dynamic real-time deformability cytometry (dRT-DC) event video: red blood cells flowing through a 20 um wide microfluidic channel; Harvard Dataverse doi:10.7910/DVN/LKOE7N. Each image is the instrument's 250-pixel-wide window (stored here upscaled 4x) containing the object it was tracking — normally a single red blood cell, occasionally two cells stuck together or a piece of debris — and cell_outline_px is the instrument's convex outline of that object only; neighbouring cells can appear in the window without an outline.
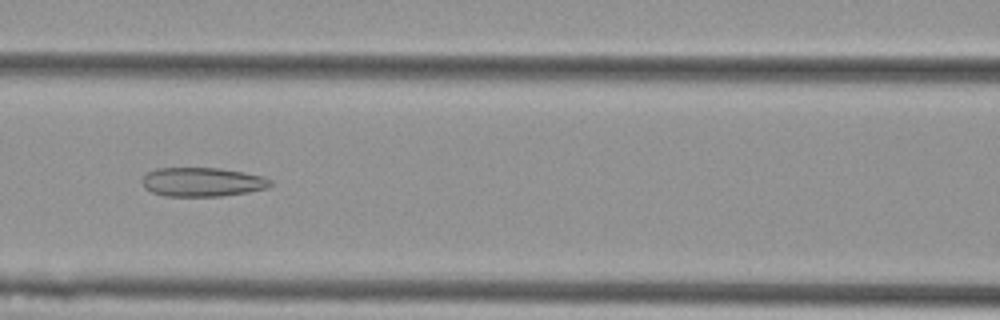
{"species": "Egyptian fruit bat (a non-hibernating species)", "species_latin": "Rousettus aegyptiacus", "temperature_condition": "cold", "stored_images_in_passage": 53, "camera_frame_rate_fps": 3000, "um_per_image_px": 0.085, "animal": {"sex": "female"}, "frame": {"image": 1, "passage_image": 23, "time_ms": 7.333, "image_size_px": [1000, 320], "cell_outline_px": [[272, 184], [268, 188], [248, 192], [220, 196], [164, 196], [152, 192], [144, 188], [140, 180], [148, 172], [156, 168], [220, 168], [244, 172], [264, 176], [272, 180]], "centroid_in_image_um": [17.2, 15.47], "position_along_channel_um": 149.4, "area_um2": 21.91}}
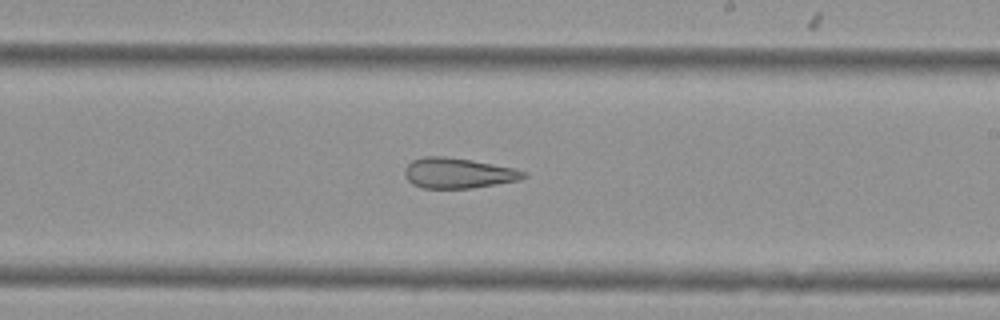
{"frame": {"image": 2, "passage_image": 31, "time_ms": 10.0, "image_size_px": [1000, 320], "cell_outline_px": [[528, 176], [520, 180], [472, 188], [424, 188], [412, 184], [404, 176], [404, 168], [412, 160], [424, 156], [444, 156], [472, 160], [512, 168], [524, 172]], "centroid_in_image_um": [38.9, 14.71], "position_along_channel_um": 250.1, "area_um2": 20.98}}
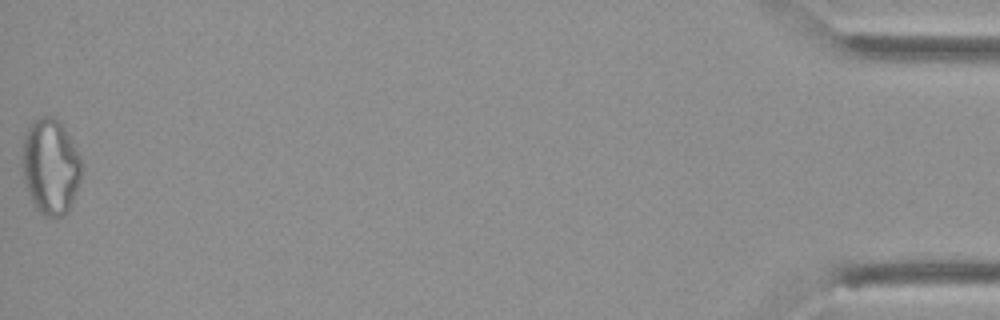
{"frame": {"image": 3, "passage_image": 53, "time_ms": 17.333, "image_size_px": [1000, 320], "cell_outline_px": [[80, 180], [68, 212], [60, 216], [44, 216], [36, 208], [28, 192], [24, 176], [24, 136], [32, 120], [40, 116], [52, 116], [60, 124], [68, 136], [80, 156]], "centroid_in_image_um": [4.3, 14.16], "position_along_channel_um": 430.9, "area_um2": 32.08}, "authors_computed_cell_mechanics": {"area_um2": 27.1082, "velocity_mm_per_s": 3.7919, "shape_relaxation_time_tau1_ms": null, "shape_relaxation_time_tau2_ms": 3.5913, "deformation_change_tau1": null, "deformation_change_tau2": 0.1318}}